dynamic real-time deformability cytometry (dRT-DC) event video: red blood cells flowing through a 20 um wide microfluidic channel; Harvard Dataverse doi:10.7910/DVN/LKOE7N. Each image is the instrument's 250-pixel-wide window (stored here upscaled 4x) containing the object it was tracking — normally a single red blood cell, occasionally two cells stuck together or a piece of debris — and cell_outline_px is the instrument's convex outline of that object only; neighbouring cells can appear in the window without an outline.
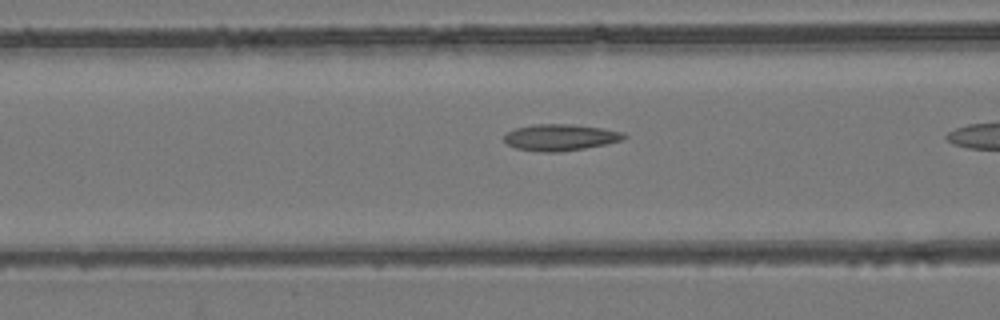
{"species": "common noctule bat (a hibernating species)", "species_latin": "Nyctalus noctula", "temperature_condition": "room temperature", "stored_images_in_passage": 11, "camera_frame_rate_fps": 3000, "um_per_image_px": 0.085, "animal": {"sex": "female", "body_mass_g": 24.6, "forearm_length_mm": 56.2}, "frame": {"image": 1, "passage_image": 10, "time_ms": 3.0, "image_size_px": [1000, 320], "cell_outline_px": [[628, 136], [624, 140], [584, 148], [560, 152], [540, 152], [516, 148], [508, 144], [504, 140], [504, 136], [508, 132], [516, 128], [536, 124], [572, 124], [600, 128], [624, 132]], "centroid_in_image_um": [47.65, 11.68], "position_along_channel_um": 119.0, "area_um2": 18.38}}